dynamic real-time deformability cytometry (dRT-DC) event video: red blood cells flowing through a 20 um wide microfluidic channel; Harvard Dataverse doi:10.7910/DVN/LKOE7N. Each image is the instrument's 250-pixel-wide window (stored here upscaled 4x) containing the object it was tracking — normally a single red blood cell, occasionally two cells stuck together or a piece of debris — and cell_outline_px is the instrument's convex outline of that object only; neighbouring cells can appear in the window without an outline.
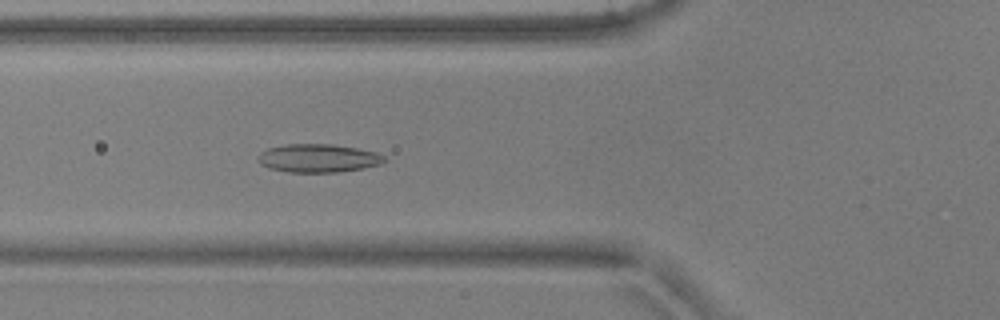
{"species": "common noctule bat (a hibernating species)", "species_latin": "Nyctalus noctula", "temperature_condition": "warm", "stored_images_in_passage": 5, "camera_frame_rate_fps": 3000, "um_per_image_px": 0.085, "animal": {"sex": "male", "body_mass_g": 17.9, "forearm_length_mm": 54.2}, "frame": {"image": 1, "passage_image": 5, "time_ms": 1.333, "image_size_px": [1000, 320], "cell_outline_px": [[388, 160], [380, 164], [364, 168], [340, 172], [288, 172], [268, 168], [260, 164], [260, 152], [268, 148], [288, 144], [332, 144], [356, 148], [376, 152], [384, 156]], "centroid_in_image_um": [27.08, 13.45], "position_along_channel_um": 98.7, "area_um2": 20.81}}